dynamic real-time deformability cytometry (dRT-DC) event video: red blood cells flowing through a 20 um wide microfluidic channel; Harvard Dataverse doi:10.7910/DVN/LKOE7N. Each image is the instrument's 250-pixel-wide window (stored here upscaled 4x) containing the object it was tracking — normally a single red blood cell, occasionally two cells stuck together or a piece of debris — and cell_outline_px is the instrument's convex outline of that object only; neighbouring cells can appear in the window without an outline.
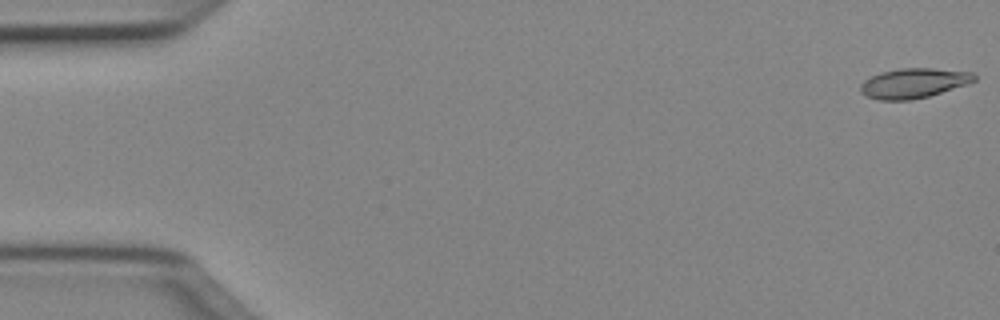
{"species": "Egyptian fruit bat (a non-hibernating species)", "species_latin": "Rousettus aegyptiacus", "temperature_condition": "cold", "stored_images_in_passage": 50, "camera_frame_rate_fps": 3000, "um_per_image_px": 0.085, "animal": {"sex": "female"}, "frame": {"image": 1, "passage_image": 1, "time_ms": 0.0, "image_size_px": [1000, 320], "cell_outline_px": [[976, 80], [968, 84], [928, 96], [912, 100], [880, 100], [868, 96], [860, 92], [860, 84], [864, 80], [880, 72], [900, 68], [932, 68], [972, 72], [976, 76]], "centroid_in_image_um": [77.66, 7.06], "position_along_channel_um": 7.3, "area_um2": 19.77}}
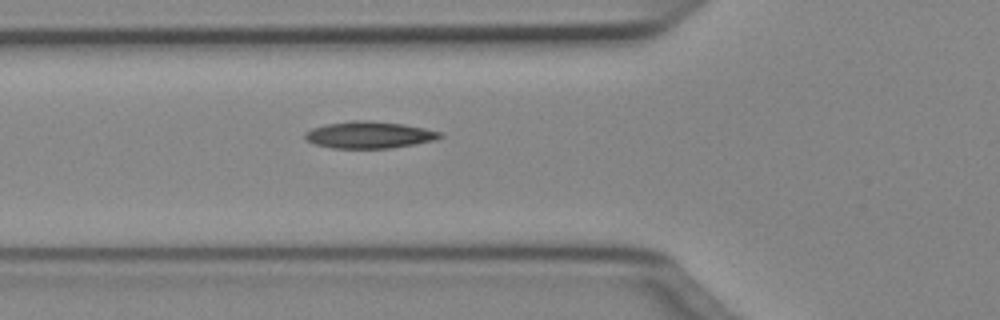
{"frame": {"image": 2, "passage_image": 18, "time_ms": 5.667, "image_size_px": [1000, 320], "cell_outline_px": [[444, 136], [436, 140], [416, 144], [392, 148], [332, 148], [316, 144], [308, 140], [304, 136], [304, 132], [312, 128], [328, 124], [352, 120], [368, 120], [404, 124], [444, 132]], "centroid_in_image_um": [31.45, 11.46], "position_along_channel_um": 94.4, "area_um2": 21.21}}
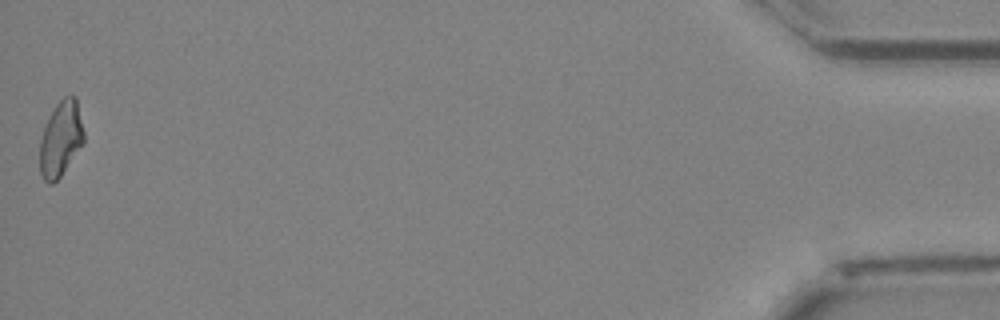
{"frame": {"image": 3, "passage_image": 50, "time_ms": 16.333, "image_size_px": [1000, 320], "cell_outline_px": [[84, 144], [60, 176], [52, 184], [48, 184], [44, 180], [40, 172], [40, 140], [44, 128], [56, 104], [64, 96], [76, 96], [84, 132]], "centroid_in_image_um": [5.18, 11.81], "position_along_channel_um": 430.0, "area_um2": 19.19}, "authors_computed_cell_mechanics": {"area_um2": 19.7965, "velocity_mm_per_s": 4.036, "shape_relaxation_time_tau1_ms": 7.3378, "shape_relaxation_time_tau2_ms": 10.0381, "deformation_change_tau1": 0.1821, "deformation_change_tau2": 0.1829}}